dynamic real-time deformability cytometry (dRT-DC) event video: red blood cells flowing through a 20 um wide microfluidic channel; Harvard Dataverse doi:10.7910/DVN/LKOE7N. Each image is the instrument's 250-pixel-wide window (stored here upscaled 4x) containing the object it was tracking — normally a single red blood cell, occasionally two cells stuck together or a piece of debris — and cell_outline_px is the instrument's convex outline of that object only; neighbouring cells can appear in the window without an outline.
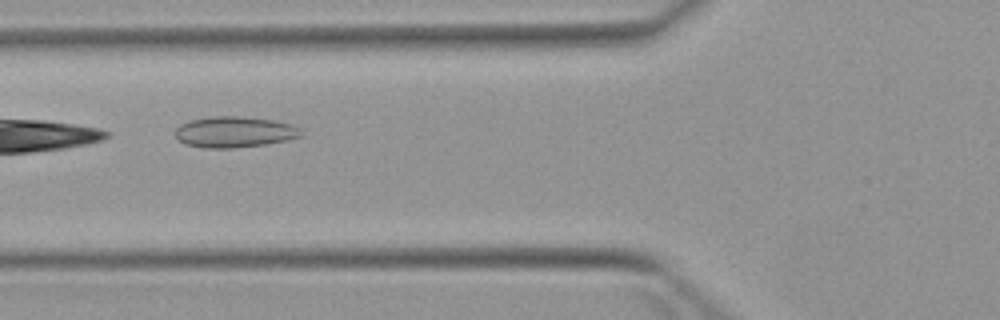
{"species": "Egyptian fruit bat (a non-hibernating species)", "species_latin": "Rousettus aegyptiacus", "temperature_condition": "warm", "stored_images_in_passage": 4, "camera_frame_rate_fps": 3000, "um_per_image_px": 0.085, "animal": {"sex": "female"}, "frame": {"image": 1, "passage_image": 2, "time_ms": 1.0, "image_size_px": [1000, 320], "cell_outline_px": [[300, 136], [288, 140], [264, 144], [232, 148], [208, 148], [184, 144], [176, 140], [176, 128], [180, 124], [192, 120], [212, 116], [240, 116], [272, 120], [292, 124], [300, 128]], "centroid_in_image_um": [19.9, 11.22], "position_along_channel_um": 105.9, "area_um2": 22.6}}
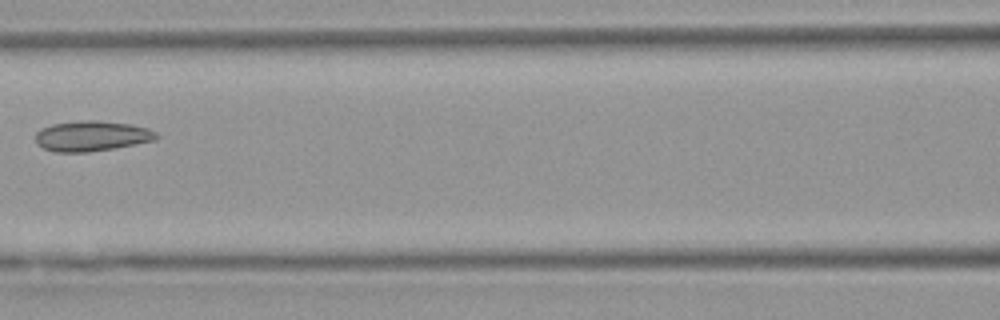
{"frame": {"image": 2, "passage_image": 3, "time_ms": 2.333, "image_size_px": [1000, 320], "cell_outline_px": [[160, 136], [156, 140], [136, 144], [88, 152], [56, 152], [44, 148], [36, 144], [36, 132], [40, 128], [52, 124], [84, 120], [100, 120], [132, 124], [148, 128], [156, 132]], "centroid_in_image_um": [7.81, 11.55], "position_along_channel_um": 158.8, "area_um2": 21.5}}
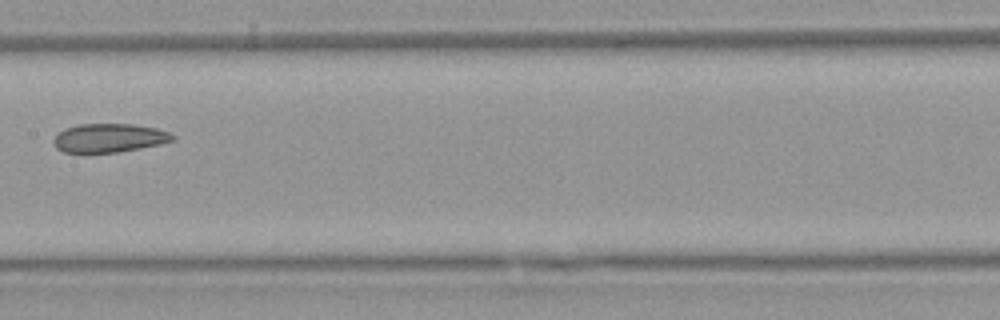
{"frame": {"image": 3, "passage_image": 4, "time_ms": 3.333, "image_size_px": [1000, 320], "cell_outline_px": [[176, 140], [160, 144], [140, 148], [116, 152], [64, 152], [56, 148], [52, 140], [64, 128], [80, 124], [132, 124], [156, 128], [168, 132], [176, 136]], "centroid_in_image_um": [9.3, 11.72], "position_along_channel_um": 198.1, "area_um2": 19.83}}